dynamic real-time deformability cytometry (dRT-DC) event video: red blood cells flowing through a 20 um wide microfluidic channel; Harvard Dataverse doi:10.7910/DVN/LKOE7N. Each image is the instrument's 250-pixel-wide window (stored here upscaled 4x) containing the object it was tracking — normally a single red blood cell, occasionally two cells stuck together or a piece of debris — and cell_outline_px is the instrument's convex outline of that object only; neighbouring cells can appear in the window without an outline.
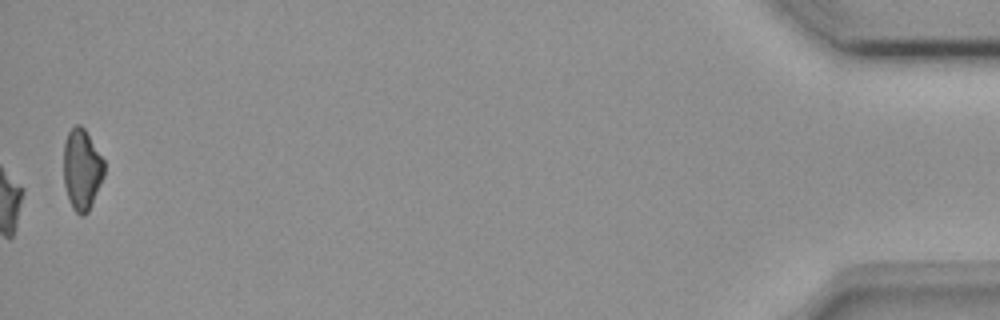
{"species": "common noctule bat (a hibernating species)", "species_latin": "Nyctalus noctula", "temperature_condition": "room temperature", "stored_images_in_passage": 53, "camera_frame_rate_fps": 3000, "um_per_image_px": 0.085, "animal": {"sex": "female", "body_mass_g": 18.4}, "frame": {"image": 1, "passage_image": 53, "time_ms": 17.333, "image_size_px": [1000, 320], "cell_outline_px": [[104, 176], [88, 212], [84, 216], [80, 216], [72, 208], [64, 184], [64, 144], [68, 132], [76, 124], [80, 124], [84, 128], [104, 160]], "centroid_in_image_um": [6.96, 14.41], "position_along_channel_um": 428.2, "area_um2": 19.02}}